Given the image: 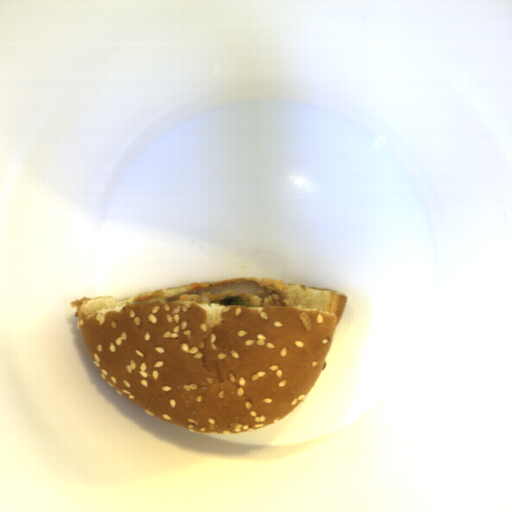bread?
<instances>
[{"label":"bread","instance_id":"bread-1","mask_svg":"<svg viewBox=\"0 0 512 512\" xmlns=\"http://www.w3.org/2000/svg\"><path fill=\"white\" fill-rule=\"evenodd\" d=\"M190 285L158 289L163 304H133L137 295L72 301L99 372L184 429L241 433L284 418L317 383L348 297L285 284L293 307L174 303Z\"/></svg>","mask_w":512,"mask_h":512}]
</instances>
